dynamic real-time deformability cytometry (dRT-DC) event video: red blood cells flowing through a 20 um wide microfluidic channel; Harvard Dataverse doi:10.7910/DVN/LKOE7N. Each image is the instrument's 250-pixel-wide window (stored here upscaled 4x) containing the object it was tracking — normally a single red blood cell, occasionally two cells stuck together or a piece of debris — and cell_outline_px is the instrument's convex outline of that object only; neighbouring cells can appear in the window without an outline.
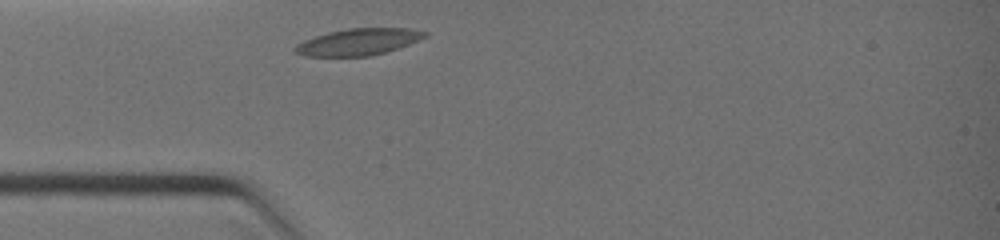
{"species": "common noctule bat (a hibernating species)", "species_latin": "Nyctalus noctula", "temperature_condition": "warm", "stored_images_in_passage": 7, "camera_frame_rate_fps": 3000, "um_per_image_px": 0.085, "animal": {"sex": "female", "body_mass_g": 19.0, "forearm_length_mm": 51.5}, "frame": {"image": 1, "passage_image": 1, "time_ms": 0.0, "image_size_px": [1000, 240], "cell_outline_px": [[428, 36], [408, 44], [384, 52], [368, 56], [304, 56], [292, 52], [292, 48], [296, 44], [304, 40], [328, 32], [348, 28], [412, 28], [428, 32]], "centroid_in_image_um": [30.42, 3.55], "position_along_channel_um": 54.6, "area_um2": 20.17}}
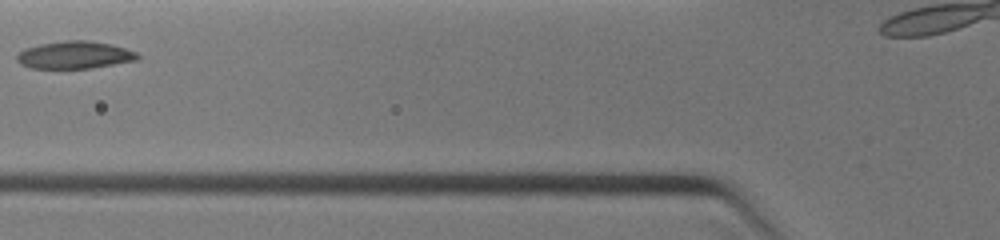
{"frame": {"image": 2, "passage_image": 4, "time_ms": 1.333, "image_size_px": [1000, 240], "cell_outline_px": [[140, 60], [92, 68], [32, 68], [20, 64], [16, 60], [16, 56], [24, 48], [40, 44], [68, 40], [88, 40], [112, 44], [136, 52], [140, 56]], "centroid_in_image_um": [6.37, 4.67], "position_along_channel_um": 119.4, "area_um2": 19.42}}
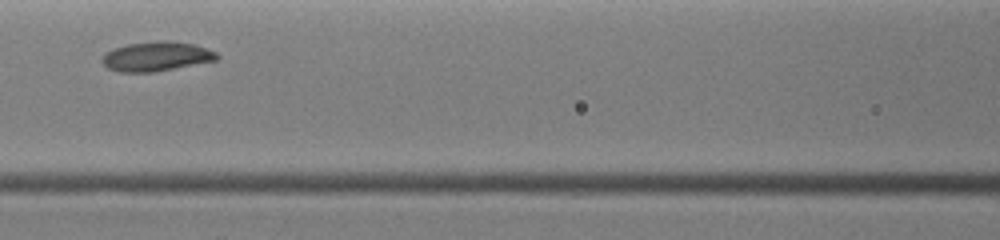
{"frame": {"image": 3, "passage_image": 6, "time_ms": 2.0, "image_size_px": [1000, 240], "cell_outline_px": [[220, 56], [216, 60], [152, 72], [120, 72], [108, 68], [100, 60], [104, 52], [112, 48], [128, 44], [156, 40], [168, 40], [192, 44], [216, 52]], "centroid_in_image_um": [13.23, 4.78], "position_along_channel_um": 153.4, "area_um2": 19.65}}